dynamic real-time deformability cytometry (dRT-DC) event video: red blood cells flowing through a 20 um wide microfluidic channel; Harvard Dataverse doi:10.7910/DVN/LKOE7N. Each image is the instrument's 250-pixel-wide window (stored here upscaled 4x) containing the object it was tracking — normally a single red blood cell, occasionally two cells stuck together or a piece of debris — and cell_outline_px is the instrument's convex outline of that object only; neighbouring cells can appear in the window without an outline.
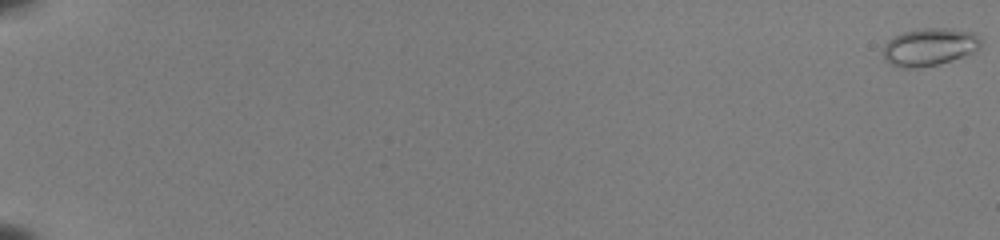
{"species": "common noctule bat (a hibernating species)", "species_latin": "Nyctalus noctula", "temperature_condition": "room temperature", "stored_images_in_passage": 55, "camera_frame_rate_fps": 3000, "um_per_image_px": 0.085, "animal": {"sex": "female", "body_mass_g": 22.0, "forearm_length_mm": 56.7}, "frame": {"image": 1, "passage_image": 1, "time_ms": 0.0, "image_size_px": [1000, 240], "cell_outline_px": [[984, 40], [980, 48], [964, 56], [940, 64], [920, 68], [900, 68], [892, 64], [884, 56], [884, 44], [892, 36], [904, 32], [920, 28], [948, 28], [972, 32]], "centroid_in_image_um": [79.03, 3.99], "position_along_channel_um": 6.0, "area_um2": 21.62}}
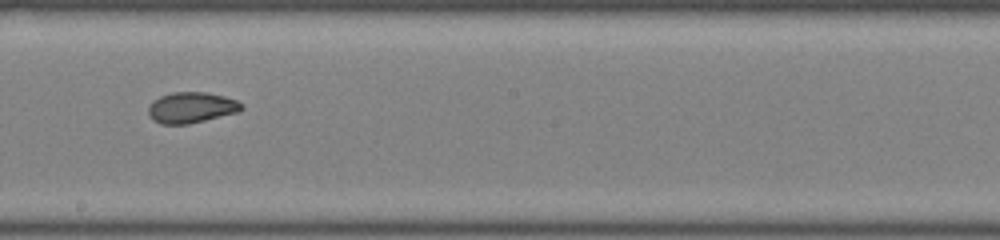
{"frame": {"image": 2, "passage_image": 35, "time_ms": 11.333, "image_size_px": [1000, 240], "cell_outline_px": [[244, 108], [240, 112], [188, 124], [160, 124], [152, 120], [148, 112], [148, 108], [152, 100], [160, 96], [172, 92], [208, 92], [224, 96], [236, 100], [244, 104]], "centroid_in_image_um": [16.28, 9.14], "position_along_channel_um": 231.9, "area_um2": 16.99}}
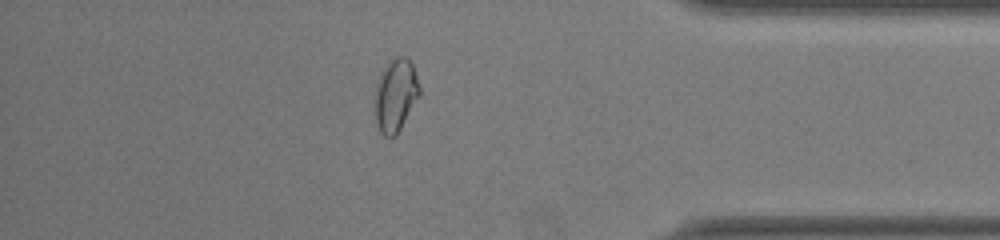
{"frame": {"image": 3, "passage_image": 49, "time_ms": 16.0, "image_size_px": [1000, 240], "cell_outline_px": [[420, 96], [396, 136], [384, 136], [380, 132], [376, 124], [376, 88], [380, 76], [388, 60], [396, 56], [404, 56], [412, 64], [420, 88]], "centroid_in_image_um": [33.64, 8.1], "position_along_channel_um": 401.6, "area_um2": 18.73}, "authors_computed_cell_mechanics": {"area_um2": 18.1492, "velocity_mm_per_s": 3.9994, "shape_relaxation_time_tau1_ms": 9.633, "shape_relaxation_time_tau2_ms": 1.4629, "deformation_change_tau1": 0.2107, "deformation_change_tau2": 0.0572}}